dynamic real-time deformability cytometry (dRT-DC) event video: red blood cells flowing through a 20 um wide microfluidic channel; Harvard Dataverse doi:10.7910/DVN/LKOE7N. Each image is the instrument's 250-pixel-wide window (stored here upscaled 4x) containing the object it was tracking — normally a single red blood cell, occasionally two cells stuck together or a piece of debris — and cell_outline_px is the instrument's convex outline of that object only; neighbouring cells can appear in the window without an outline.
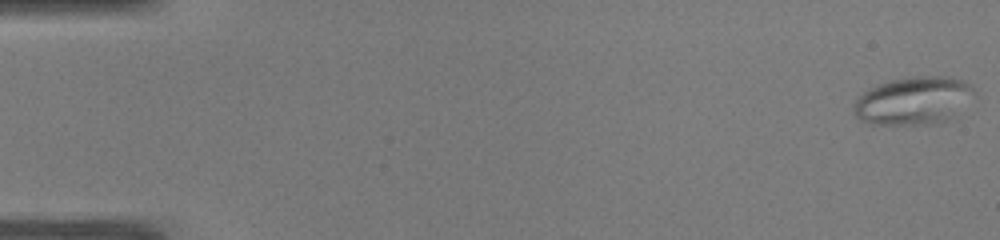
{"species": "common noctule bat (a hibernating species)", "species_latin": "Nyctalus noctula", "temperature_condition": "warm", "stored_images_in_passage": 46, "camera_frame_rate_fps": 3000, "um_per_image_px": 0.085, "animal": {"sex": "male", "body_mass_g": 19.0, "forearm_length_mm": 50.8}, "frame": {"image": 1, "passage_image": 1, "time_ms": 0.0, "image_size_px": [1000, 240], "cell_outline_px": [[976, 92], [956, 120], [940, 124], [872, 124], [860, 120], [852, 112], [852, 108], [856, 100], [868, 88], [892, 80], [912, 76], [948, 76], [964, 80], [972, 84]], "centroid_in_image_um": [77.74, 8.58], "position_along_channel_um": 7.3, "area_um2": 34.56}}
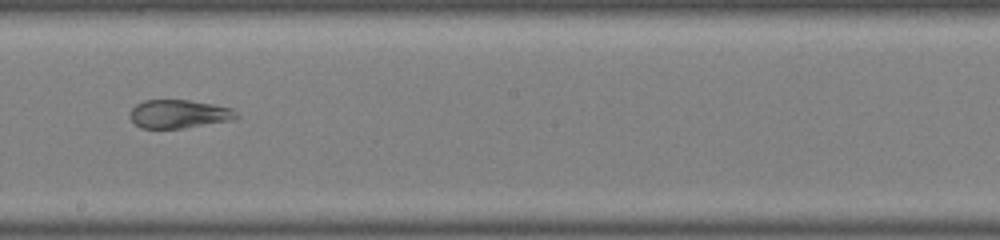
{"frame": {"image": 2, "passage_image": 25, "time_ms": 8.0, "image_size_px": [1000, 240], "cell_outline_px": [[240, 116], [232, 120], [180, 128], [140, 128], [128, 116], [132, 108], [136, 104], [144, 100], [188, 100], [212, 104], [232, 108]], "centroid_in_image_um": [15.19, 9.68], "position_along_channel_um": 233.0, "area_um2": 17.51}}
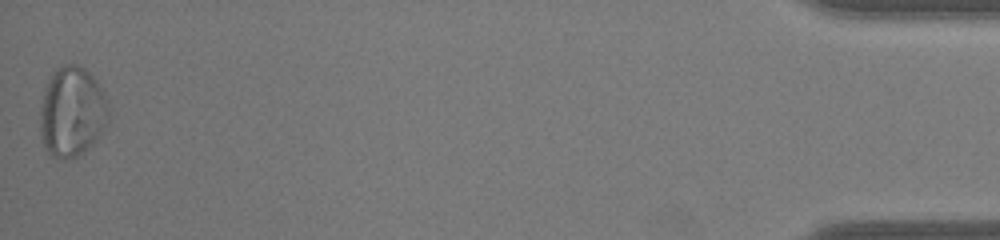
{"frame": {"image": 3, "passage_image": 46, "time_ms": 15.0, "image_size_px": [1000, 240], "cell_outline_px": [[108, 120], [92, 144], [84, 152], [76, 156], [64, 160], [52, 156], [44, 148], [40, 136], [40, 108], [44, 92], [48, 80], [64, 64], [76, 64], [84, 68], [96, 80], [108, 104]], "centroid_in_image_um": [6.09, 9.54], "position_along_channel_um": 429.1, "area_um2": 35.55}}